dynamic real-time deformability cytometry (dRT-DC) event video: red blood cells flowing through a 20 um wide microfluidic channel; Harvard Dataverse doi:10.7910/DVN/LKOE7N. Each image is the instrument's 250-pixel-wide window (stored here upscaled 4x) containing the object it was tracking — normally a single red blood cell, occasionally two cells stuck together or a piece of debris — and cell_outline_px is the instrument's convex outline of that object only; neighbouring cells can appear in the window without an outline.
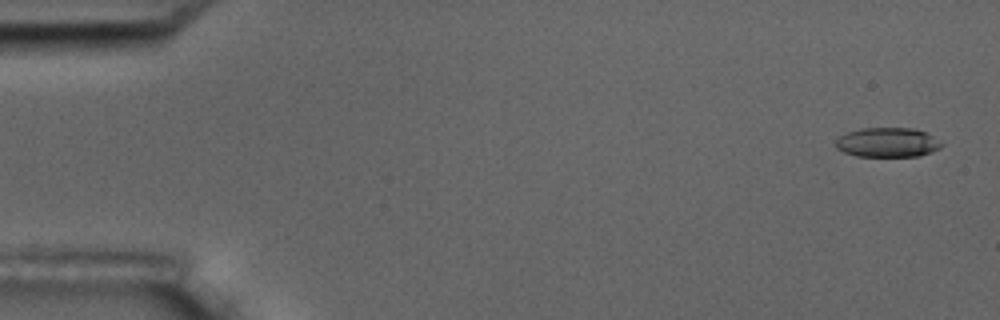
{"species": "common noctule bat (a hibernating species)", "species_latin": "Nyctalus noctula", "temperature_condition": "room temperature", "stored_images_in_passage": 7, "camera_frame_rate_fps": 3000, "um_per_image_px": 0.085, "animal": {"sex": "male", "body_mass_g": 17.5, "forearm_length_mm": 52.3}, "frame": {"image": 1, "passage_image": 1, "time_ms": 0.0, "image_size_px": [1000, 320], "cell_outline_px": [[944, 144], [940, 148], [932, 152], [920, 156], [856, 156], [844, 152], [836, 148], [836, 140], [840, 136], [848, 132], [864, 128], [916, 128], [932, 136]], "centroid_in_image_um": [75.46, 12.11], "position_along_channel_um": 9.5, "area_um2": 18.15}}
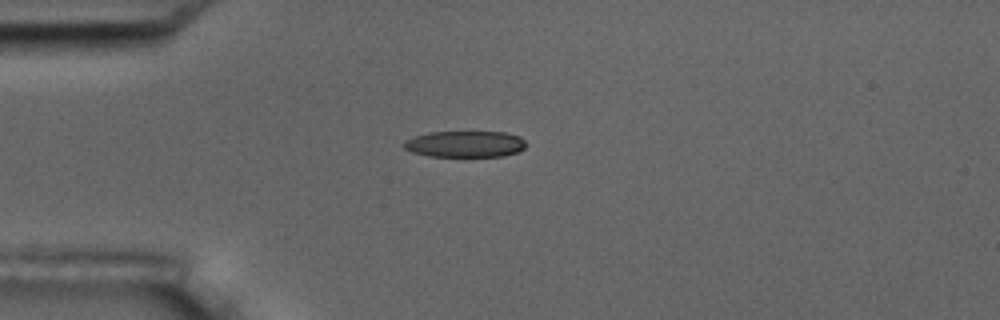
{"frame": {"image": 2, "passage_image": 4, "time_ms": 4.333, "image_size_px": [1000, 320], "cell_outline_px": [[528, 144], [524, 148], [516, 152], [504, 156], [428, 156], [412, 152], [404, 148], [404, 140], [412, 136], [428, 132], [508, 132], [520, 136]], "centroid_in_image_um": [39.53, 12.23], "position_along_channel_um": 45.5, "area_um2": 18.9}}